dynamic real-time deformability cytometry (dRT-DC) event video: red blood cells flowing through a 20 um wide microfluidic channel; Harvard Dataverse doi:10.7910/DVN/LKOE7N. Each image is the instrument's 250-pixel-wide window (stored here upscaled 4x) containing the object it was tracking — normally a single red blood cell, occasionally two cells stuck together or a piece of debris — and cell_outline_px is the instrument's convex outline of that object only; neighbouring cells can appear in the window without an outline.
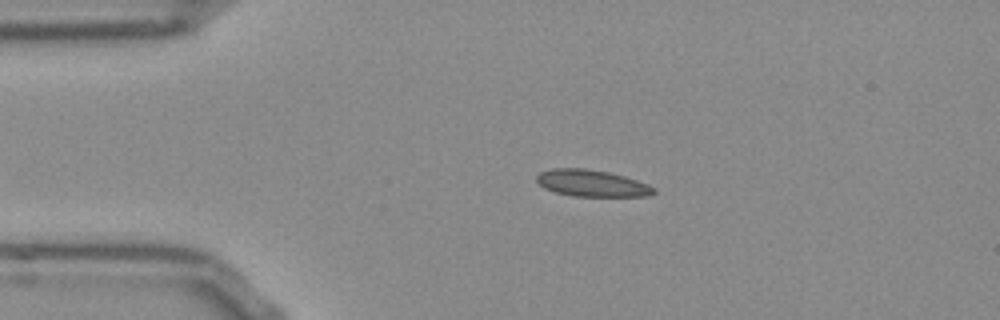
{"species": "Egyptian fruit bat (a non-hibernating species)", "species_latin": "Rousettus aegyptiacus", "temperature_condition": "room temperature", "stored_images_in_passage": 43, "camera_frame_rate_fps": 3000, "um_per_image_px": 0.085, "frame": {"image": 1, "passage_image": 1, "time_ms": 0.0, "image_size_px": [1000, 320], "cell_outline_px": [[656, 192], [648, 196], [572, 196], [556, 192], [544, 188], [536, 180], [536, 176], [540, 172], [552, 168], [584, 168], [608, 172], [624, 176], [648, 184], [656, 188]], "centroid_in_image_um": [50.3, 15.57], "position_along_channel_um": 34.7, "area_um2": 18.21}}
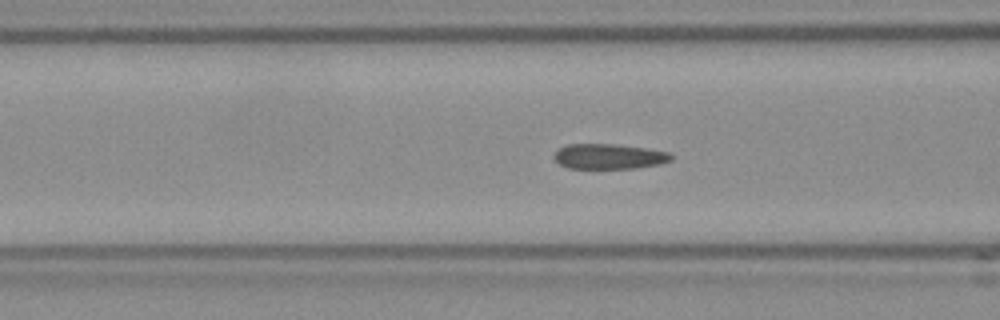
{"frame": {"image": 2, "passage_image": 10, "time_ms": 3.0, "image_size_px": [1000, 320], "cell_outline_px": [[672, 160], [660, 164], [636, 168], [568, 168], [560, 164], [552, 156], [560, 148], [568, 144], [616, 144], [644, 148], [668, 152], [672, 156]], "centroid_in_image_um": [51.76, 13.3], "position_along_channel_um": 114.8, "area_um2": 17.05}}
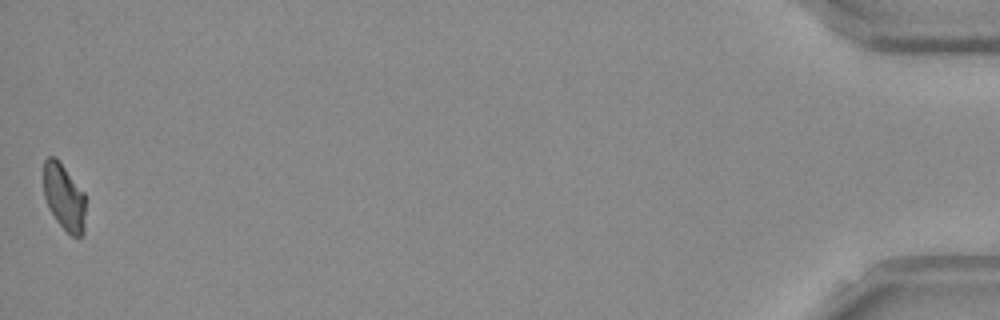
{"frame": {"image": 3, "passage_image": 43, "time_ms": 14.0, "image_size_px": [1000, 320], "cell_outline_px": [[84, 232], [80, 236], [72, 236], [56, 220], [48, 208], [44, 196], [44, 160], [48, 156], [56, 156], [84, 192]], "centroid_in_image_um": [5.43, 16.72], "position_along_channel_um": 429.8, "area_um2": 16.18}, "authors_computed_cell_mechanics": {"area_um2": 17.6868, "velocity_mm_per_s": 3.7795, "shape_relaxation_time_tau1_ms": null, "shape_relaxation_time_tau2_ms": 2.1102, "deformation_change_tau1": null, "deformation_change_tau2": 0.0776}}